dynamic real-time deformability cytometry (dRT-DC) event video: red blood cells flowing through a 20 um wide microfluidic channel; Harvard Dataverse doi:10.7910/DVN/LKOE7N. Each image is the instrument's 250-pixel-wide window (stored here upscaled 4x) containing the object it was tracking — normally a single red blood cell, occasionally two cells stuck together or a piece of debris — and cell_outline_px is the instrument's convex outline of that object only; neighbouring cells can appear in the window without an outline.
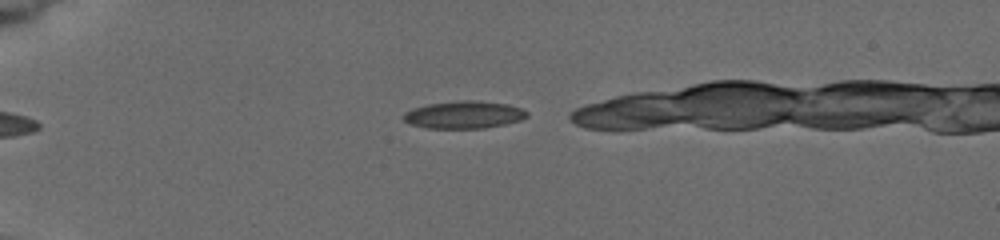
{"species": "common noctule bat (a hibernating species)", "species_latin": "Nyctalus noctula", "temperature_condition": "cold", "stored_images_in_passage": 9, "camera_frame_rate_fps": 3000, "um_per_image_px": 0.085, "animal": {"sex": "female", "body_mass_g": 19.5, "forearm_length_mm": 54.1}, "frame": {"image": 1, "passage_image": 1, "time_ms": 0.0, "image_size_px": [1000, 240], "cell_outline_px": [[528, 116], [520, 120], [504, 124], [484, 128], [428, 128], [412, 124], [404, 120], [400, 116], [404, 112], [412, 108], [428, 104], [460, 100], [476, 100], [508, 104], [520, 108], [528, 112]], "centroid_in_image_um": [39.41, 9.74], "position_along_channel_um": 45.6, "area_um2": 19.77}}